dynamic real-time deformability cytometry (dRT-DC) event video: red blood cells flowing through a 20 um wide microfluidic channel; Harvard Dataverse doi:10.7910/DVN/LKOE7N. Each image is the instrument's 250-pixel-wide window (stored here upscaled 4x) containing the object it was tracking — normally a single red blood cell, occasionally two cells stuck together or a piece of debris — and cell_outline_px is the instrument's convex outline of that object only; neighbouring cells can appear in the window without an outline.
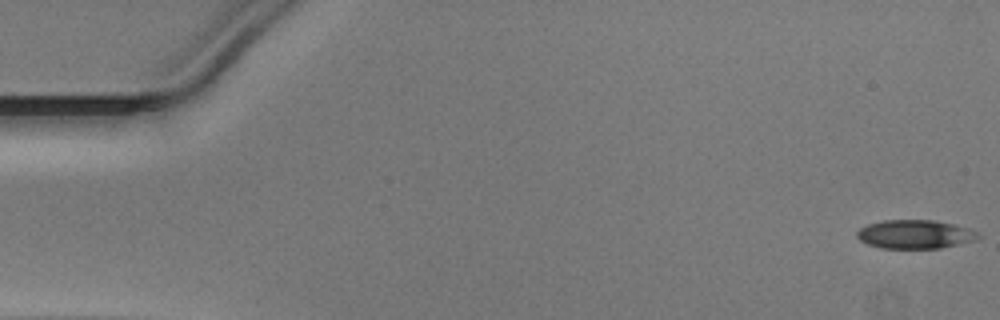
{"species": "Egyptian fruit bat (a non-hibernating species)", "species_latin": "Rousettus aegyptiacus", "temperature_condition": "warm", "stored_images_in_passage": 46, "camera_frame_rate_fps": 3000, "um_per_image_px": 0.085, "animal": {"sex": "male"}, "frame": {"image": 1, "passage_image": 1, "time_ms": 0.0, "image_size_px": [1000, 320], "cell_outline_px": [[980, 236], [972, 240], [940, 248], [880, 248], [868, 244], [860, 240], [856, 236], [856, 232], [860, 228], [868, 224], [884, 220], [932, 220], [952, 224], [968, 228], [976, 232]], "centroid_in_image_um": [77.7, 19.91], "position_along_channel_um": 7.3, "area_um2": 19.94}}
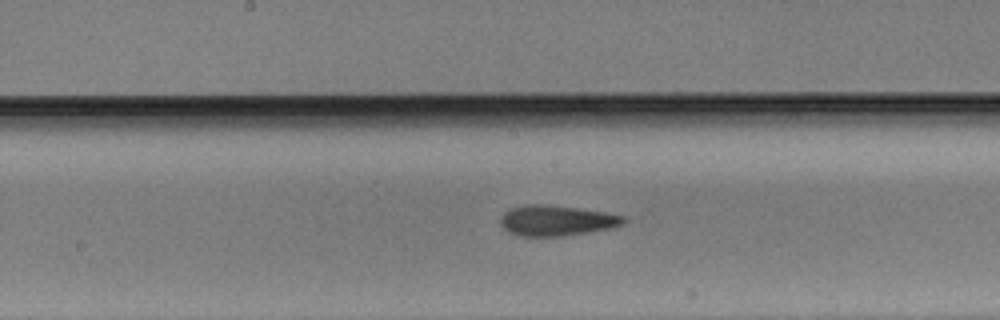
{"frame": {"image": 2, "passage_image": 26, "time_ms": 8.333, "image_size_px": [1000, 320], "cell_outline_px": [[628, 220], [624, 224], [608, 228], [564, 236], [520, 236], [508, 232], [500, 224], [500, 220], [504, 212], [512, 208], [524, 204], [544, 204], [576, 208], [604, 212], [624, 216]], "centroid_in_image_um": [47.28, 18.74], "position_along_channel_um": 200.9, "area_um2": 21.73}}
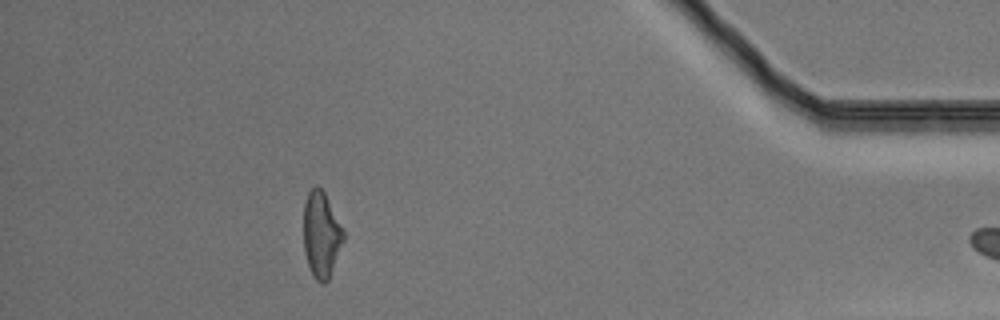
{"frame": {"image": 3, "passage_image": 45, "time_ms": 14.667, "image_size_px": [1000, 320], "cell_outline_px": [[344, 240], [328, 280], [324, 284], [316, 280], [308, 264], [304, 252], [304, 204], [308, 192], [312, 188], [320, 188], [324, 192], [344, 228]], "centroid_in_image_um": [27.32, 19.94], "position_along_channel_um": 407.9, "area_um2": 19.77}}